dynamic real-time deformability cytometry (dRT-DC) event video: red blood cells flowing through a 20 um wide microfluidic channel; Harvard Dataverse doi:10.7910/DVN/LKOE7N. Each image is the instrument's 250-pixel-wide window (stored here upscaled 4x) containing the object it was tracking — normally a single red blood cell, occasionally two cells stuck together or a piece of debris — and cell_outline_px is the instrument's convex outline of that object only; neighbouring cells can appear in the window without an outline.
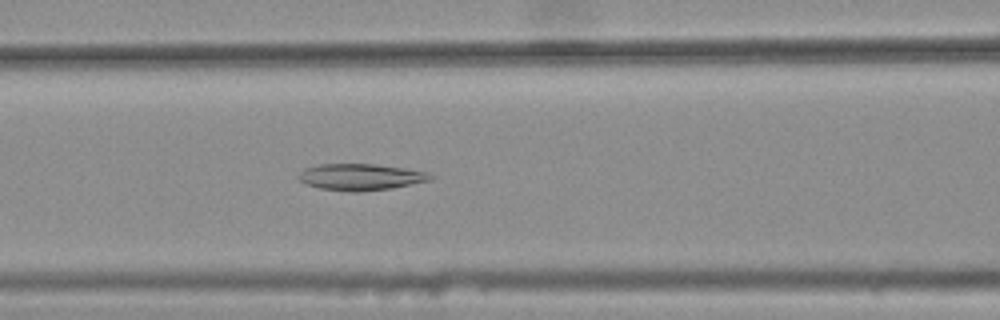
{"species": "common noctule bat (a hibernating species)", "species_latin": "Nyctalus noctula", "temperature_condition": "warm", "stored_images_in_passage": 36, "camera_frame_rate_fps": 3000, "um_per_image_px": 0.085, "animal": {"sex": "female", "body_mass_g": 25.1}, "frame": {"image": 1, "passage_image": 13, "time_ms": 4.0, "image_size_px": [1000, 320], "cell_outline_px": [[436, 176], [432, 180], [392, 188], [360, 192], [348, 192], [320, 188], [308, 184], [300, 180], [296, 176], [304, 168], [320, 164], [372, 164], [404, 168], [428, 172]], "centroid_in_image_um": [30.68, 15.05], "position_along_channel_um": 135.9, "area_um2": 20.46}}
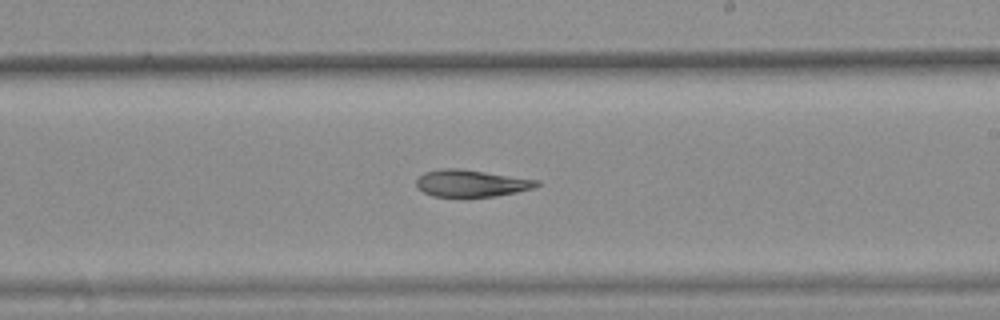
{"frame": {"image": 2, "passage_image": 22, "time_ms": 7.0, "image_size_px": [1000, 320], "cell_outline_px": [[540, 184], [532, 188], [516, 192], [496, 196], [432, 196], [416, 188], [416, 180], [424, 172], [440, 168], [460, 168], [540, 180]], "centroid_in_image_um": [40.03, 15.56], "position_along_channel_um": 249.0, "area_um2": 18.9}}
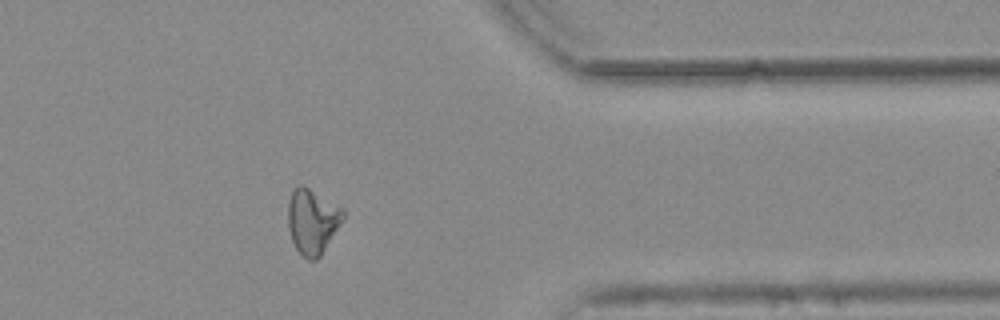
{"frame": {"image": 3, "passage_image": 34, "time_ms": 11.0, "image_size_px": [1000, 320], "cell_outline_px": [[344, 216], [340, 224], [320, 256], [316, 260], [308, 260], [296, 248], [292, 240], [288, 228], [288, 200], [296, 184], [304, 184], [344, 208]], "centroid_in_image_um": [26.54, 18.75], "position_along_channel_um": 384.9, "area_um2": 20.98}}